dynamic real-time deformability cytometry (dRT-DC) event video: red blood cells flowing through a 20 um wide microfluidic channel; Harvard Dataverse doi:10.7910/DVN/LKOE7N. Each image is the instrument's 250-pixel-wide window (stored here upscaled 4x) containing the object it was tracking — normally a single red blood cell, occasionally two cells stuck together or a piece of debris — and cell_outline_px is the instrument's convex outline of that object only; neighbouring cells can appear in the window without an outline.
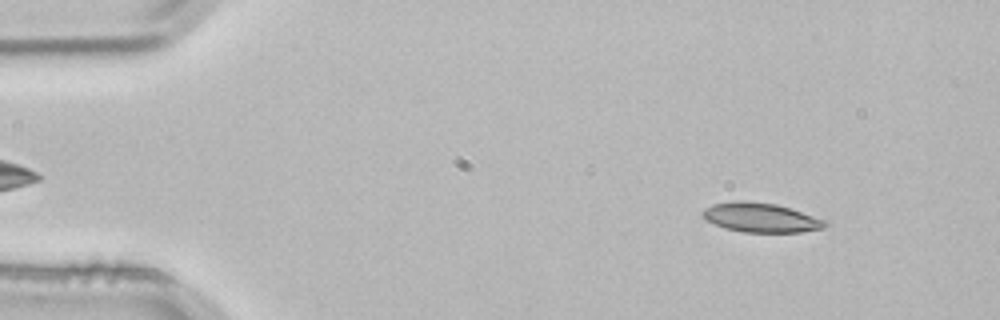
{"species": "common noctule bat (a hibernating species)", "species_latin": "Nyctalus noctula", "temperature_condition": "room temperature", "stored_images_in_passage": 2, "camera_frame_rate_fps": 3000, "um_per_image_px": 0.085, "animal": {"sex": "male", "body_mass_g": 21.5, "forearm_length_mm": 52.0}, "frame": {"image": 1, "passage_image": 1, "time_ms": 0.0, "image_size_px": [1000, 320], "cell_outline_px": [[828, 224], [824, 228], [800, 232], [744, 232], [724, 228], [708, 220], [700, 212], [704, 208], [712, 204], [732, 200], [748, 200], [776, 204], [828, 220]], "centroid_in_image_um": [64.68, 18.48], "position_along_channel_um": 20.3, "area_um2": 21.1}}
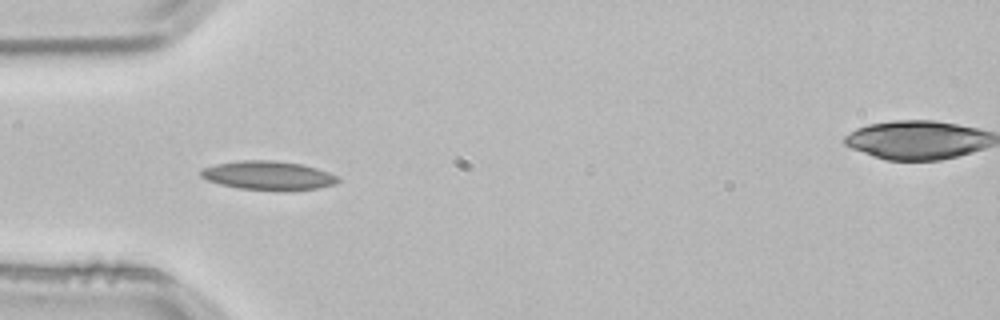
{"frame": {"image": 2, "passage_image": 2, "time_ms": 0.333, "image_size_px": [1000, 320], "cell_outline_px": [[340, 180], [336, 184], [320, 188], [284, 192], [240, 188], [220, 184], [208, 180], [200, 176], [200, 172], [204, 168], [216, 164], [240, 160], [272, 160], [300, 164], [316, 168], [340, 176]], "centroid_in_image_um": [22.86, 14.94], "position_along_channel_um": 62.1, "area_um2": 23.35}}